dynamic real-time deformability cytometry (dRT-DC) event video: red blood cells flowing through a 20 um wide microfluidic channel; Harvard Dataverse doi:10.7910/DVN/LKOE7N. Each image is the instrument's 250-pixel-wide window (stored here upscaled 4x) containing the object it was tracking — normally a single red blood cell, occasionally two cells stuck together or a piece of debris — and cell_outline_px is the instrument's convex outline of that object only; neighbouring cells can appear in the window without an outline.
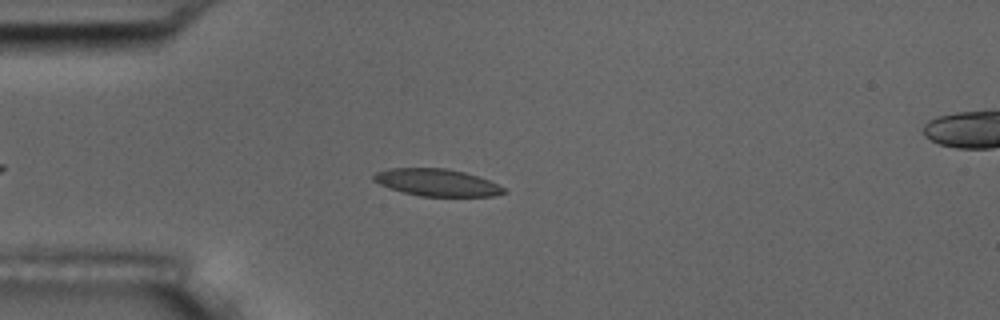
{"species": "common noctule bat (a hibernating species)", "species_latin": "Nyctalus noctula", "temperature_condition": "room temperature", "stored_images_in_passage": 4, "segment_of_instrument_passage": [1, 2], "camera_frame_rate_fps": 3000, "um_per_image_px": 0.085, "animal": {"sex": "male", "body_mass_g": 17.5, "forearm_length_mm": 52.3}, "frame": {"image": 1, "passage_image": 3, "time_ms": 2.333, "image_size_px": [1000, 320], "cell_outline_px": [[508, 192], [492, 196], [420, 196], [388, 188], [372, 180], [372, 176], [376, 172], [388, 168], [448, 168], [464, 172], [488, 180], [504, 188]], "centroid_in_image_um": [37.09, 15.51], "position_along_channel_um": 47.9, "area_um2": 20.52}}